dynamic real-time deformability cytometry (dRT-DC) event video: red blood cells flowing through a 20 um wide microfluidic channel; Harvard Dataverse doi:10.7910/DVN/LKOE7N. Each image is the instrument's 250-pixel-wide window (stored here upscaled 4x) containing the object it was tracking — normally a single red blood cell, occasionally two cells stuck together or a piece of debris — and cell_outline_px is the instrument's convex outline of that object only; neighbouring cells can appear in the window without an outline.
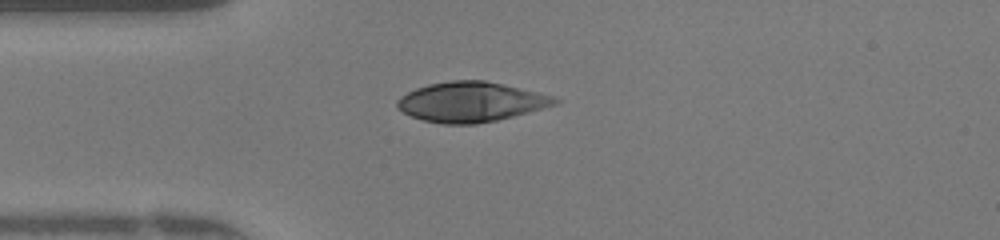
{"species": "human", "species_latin": "Homo sapiens", "temperature_condition": "warm", "stored_images_in_passage": 47, "camera_frame_rate_fps": 3000, "um_per_image_px": 0.085, "donor": {"sex": "female"}, "frame": {"image": 1, "passage_image": 11, "time_ms": 3.333, "image_size_px": [1000, 240], "cell_outline_px": [[560, 100], [556, 104], [528, 112], [496, 120], [476, 124], [440, 124], [424, 120], [412, 116], [396, 108], [396, 100], [400, 96], [416, 88], [428, 84], [452, 80], [484, 80], [504, 84], [556, 96]], "centroid_in_image_um": [40.02, 8.65], "position_along_channel_um": 45.0, "area_um2": 36.65}}
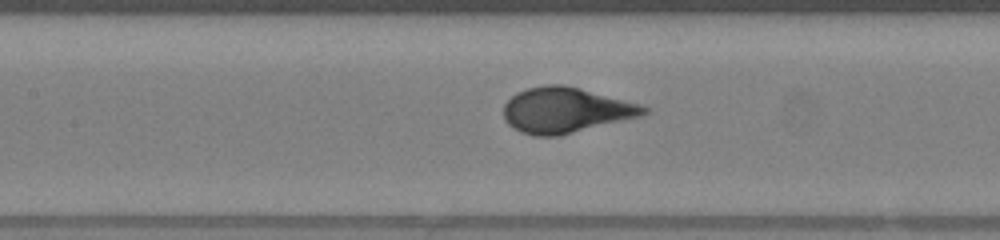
{"frame": {"image": 2, "passage_image": 20, "time_ms": 6.333, "image_size_px": [1000, 240], "cell_outline_px": [[648, 112], [640, 116], [556, 136], [532, 136], [520, 132], [512, 128], [504, 120], [504, 104], [516, 92], [528, 88], [544, 84], [564, 84], [580, 88], [640, 104], [648, 108]], "centroid_in_image_um": [48.02, 9.35], "position_along_channel_um": 159.4, "area_um2": 36.88}}
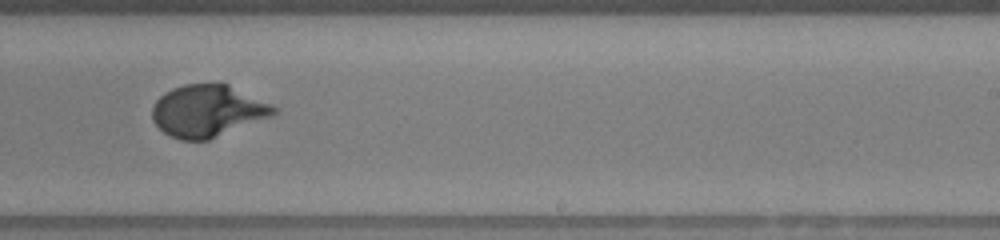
{"frame": {"image": 3, "passage_image": 28, "time_ms": 9.0, "image_size_px": [1000, 240], "cell_outline_px": [[280, 112], [272, 116], [208, 140], [180, 140], [168, 136], [152, 120], [152, 108], [156, 100], [164, 92], [172, 88], [184, 84], [228, 84], [272, 104], [280, 108]], "centroid_in_image_um": [17.66, 9.43], "position_along_channel_um": 271.3, "area_um2": 36.93}, "authors_computed_cell_mechanics": {"area_um2": 36.9342, "velocity_mm_per_s": 4.2127, "shape_relaxation_time_tau1_ms": 3.3435, "shape_relaxation_time_tau2_ms": null, "deformation_change_tau1": 0.2459, "deformation_change_tau2": null}}